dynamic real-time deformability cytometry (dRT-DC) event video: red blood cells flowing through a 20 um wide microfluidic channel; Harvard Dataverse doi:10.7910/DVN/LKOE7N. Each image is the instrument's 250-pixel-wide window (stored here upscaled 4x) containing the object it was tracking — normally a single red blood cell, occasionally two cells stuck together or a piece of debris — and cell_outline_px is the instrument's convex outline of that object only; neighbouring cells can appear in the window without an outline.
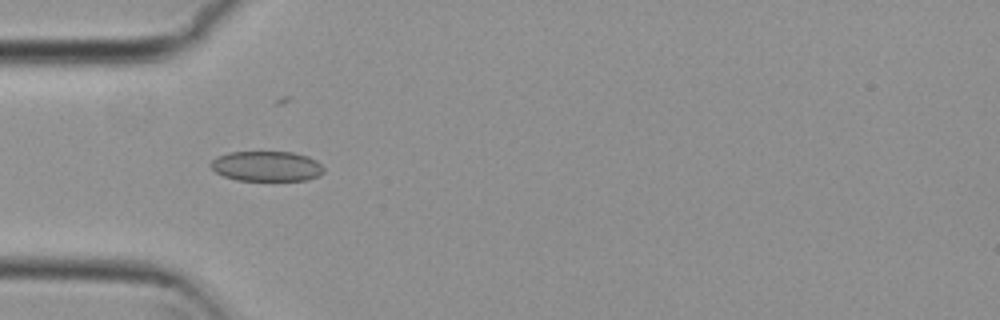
{"species": "common noctule bat (a hibernating species)", "species_latin": "Nyctalus noctula", "temperature_condition": "cold", "stored_images_in_passage": 8, "camera_frame_rate_fps": 3000, "um_per_image_px": 0.085, "animal": {"sex": "female", "body_mass_g": 29.2, "forearm_length_mm": 56.3}, "frame": {"image": 1, "passage_image": 5, "time_ms": 1.333, "image_size_px": [1000, 320], "cell_outline_px": [[324, 172], [320, 176], [308, 180], [236, 180], [224, 176], [216, 172], [208, 164], [212, 160], [228, 152], [292, 152], [308, 156], [316, 160], [324, 168]], "centroid_in_image_um": [22.69, 14.13], "position_along_channel_um": 62.3, "area_um2": 19.88}}
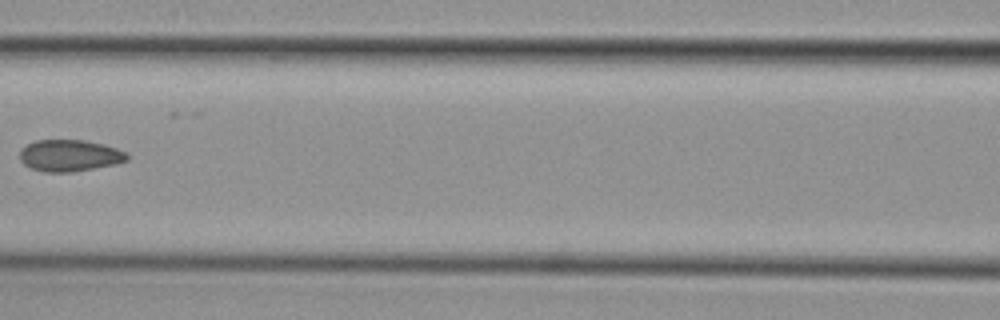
{"frame": {"image": 2, "passage_image": 7, "time_ms": 2.0, "image_size_px": [1000, 320], "cell_outline_px": [[128, 160], [116, 164], [72, 172], [44, 172], [32, 168], [24, 164], [20, 160], [20, 148], [36, 140], [84, 140], [104, 144], [128, 152]], "centroid_in_image_um": [5.93, 13.22], "position_along_channel_um": 160.7, "area_um2": 19.88}}
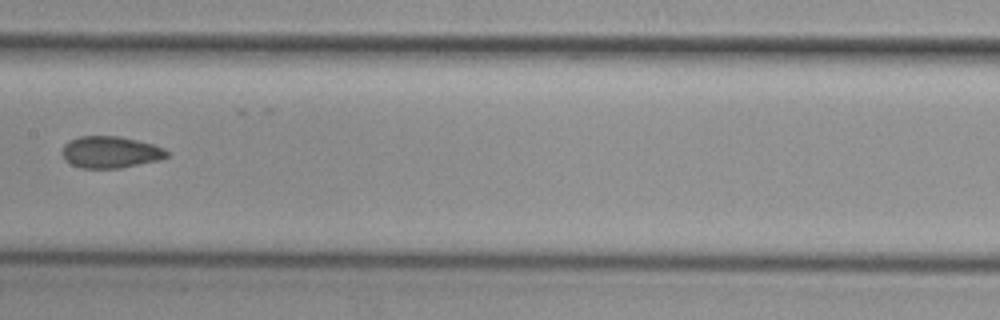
{"frame": {"image": 3, "passage_image": 8, "time_ms": 2.333, "image_size_px": [1000, 320], "cell_outline_px": [[168, 156], [160, 160], [120, 168], [80, 168], [64, 160], [60, 152], [64, 144], [68, 140], [80, 136], [120, 136], [152, 144], [164, 148], [168, 152]], "centroid_in_image_um": [9.35, 12.93], "position_along_channel_um": 198.1, "area_um2": 19.54}}